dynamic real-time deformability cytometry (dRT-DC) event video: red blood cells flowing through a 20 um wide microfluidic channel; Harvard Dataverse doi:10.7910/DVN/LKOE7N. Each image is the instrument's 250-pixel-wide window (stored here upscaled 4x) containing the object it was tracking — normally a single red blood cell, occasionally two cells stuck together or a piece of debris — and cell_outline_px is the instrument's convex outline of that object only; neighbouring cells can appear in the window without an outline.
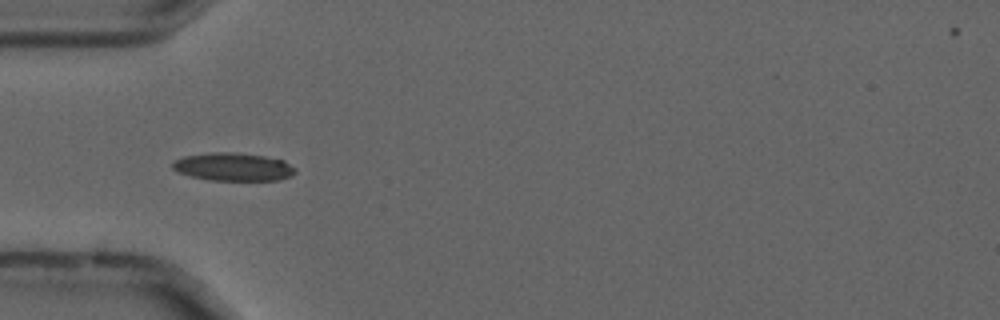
{"species": "common noctule bat (a hibernating species)", "species_latin": "Nyctalus noctula", "temperature_condition": "cold", "stored_images_in_passage": 44, "camera_frame_rate_fps": 3000, "um_per_image_px": 0.085, "animal": {"sex": "male", "forearm_length_mm": 52.5}, "frame": {"image": 1, "passage_image": 5, "time_ms": 1.333, "image_size_px": [1000, 320], "cell_outline_px": [[296, 172], [292, 176], [276, 180], [208, 180], [176, 172], [172, 168], [172, 160], [184, 156], [212, 152], [236, 152], [264, 156], [284, 160], [296, 168]], "centroid_in_image_um": [19.81, 14.18], "position_along_channel_um": 65.2, "area_um2": 20.23}, "authors_computed_cell_mechanics": {"area_um2": 19.0451, "velocity_mm_per_s": 3.7035, "shape_relaxation_time_tau1_ms": null, "shape_relaxation_time_tau2_ms": 2.0132, "deformation_change_tau1": null, "deformation_change_tau2": 0.0853}}